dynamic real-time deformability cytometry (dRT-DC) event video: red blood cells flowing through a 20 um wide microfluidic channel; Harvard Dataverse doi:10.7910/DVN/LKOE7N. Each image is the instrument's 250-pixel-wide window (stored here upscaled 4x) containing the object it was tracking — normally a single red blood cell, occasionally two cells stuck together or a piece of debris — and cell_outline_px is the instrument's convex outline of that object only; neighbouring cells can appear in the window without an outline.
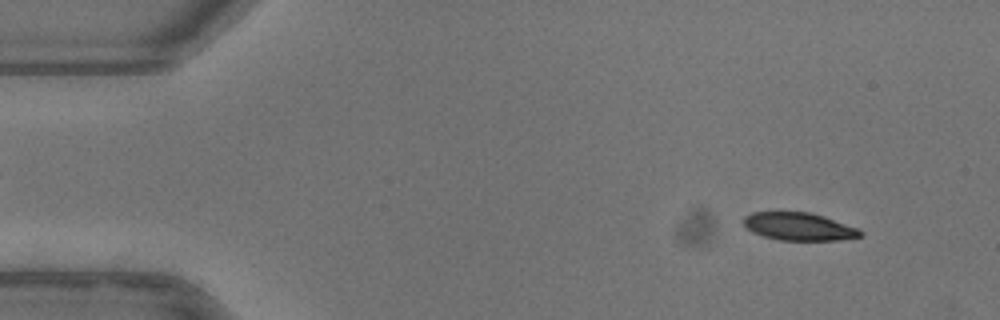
{"species": "common noctule bat (a hibernating species)", "species_latin": "Nyctalus noctula", "temperature_condition": "warm", "stored_images_in_passage": 51, "camera_frame_rate_fps": 3000, "um_per_image_px": 0.085, "animal": {"sex": "female"}, "frame": {"image": 1, "passage_image": 4, "time_ms": 1.0, "image_size_px": [1000, 320], "cell_outline_px": [[864, 236], [840, 240], [780, 240], [764, 236], [752, 232], [744, 224], [744, 216], [752, 212], [812, 212], [860, 228], [864, 232]], "centroid_in_image_um": [67.98, 19.25], "position_along_channel_um": 17.0, "area_um2": 19.07}}
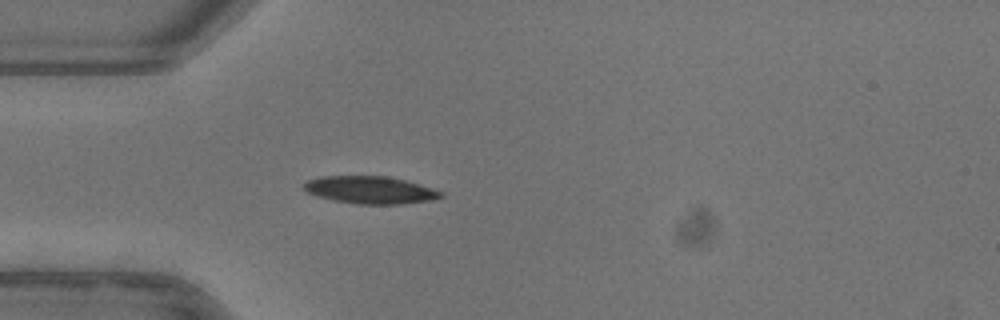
{"frame": {"image": 2, "passage_image": 14, "time_ms": 4.333, "image_size_px": [1000, 320], "cell_outline_px": [[444, 196], [432, 200], [400, 204], [356, 204], [336, 200], [320, 196], [308, 192], [304, 188], [304, 184], [308, 180], [320, 176], [388, 176], [404, 180], [432, 188], [444, 192]], "centroid_in_image_um": [31.51, 16.14], "position_along_channel_um": 53.5, "area_um2": 21.68}}
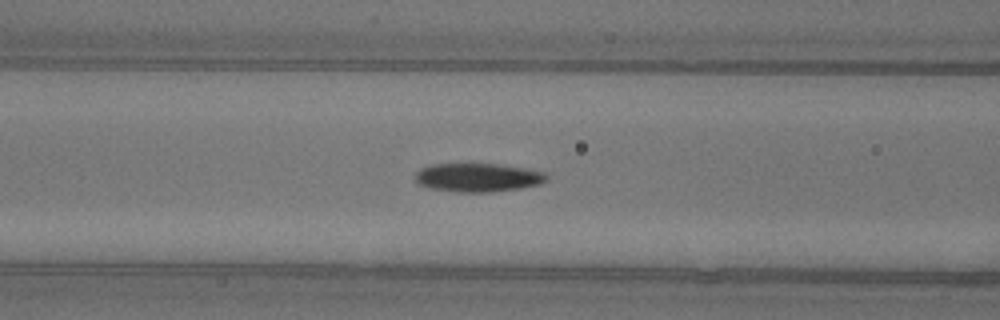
{"frame": {"image": 3, "passage_image": 20, "time_ms": 6.333, "image_size_px": [1000, 320], "cell_outline_px": [[548, 180], [540, 184], [520, 188], [488, 192], [456, 192], [428, 188], [416, 184], [416, 172], [420, 168], [432, 164], [500, 164], [524, 168], [544, 172], [548, 176]], "centroid_in_image_um": [40.6, 15.09], "position_along_channel_um": 126.0, "area_um2": 22.02}, "authors_computed_cell_mechanics": {"area_um2": 21.2704, "velocity_mm_per_s": 3.958, "shape_relaxation_time_tau1_ms": 5.9741, "shape_relaxation_time_tau2_ms": null, "deformation_change_tau1": 0.1781, "deformation_change_tau2": null}}